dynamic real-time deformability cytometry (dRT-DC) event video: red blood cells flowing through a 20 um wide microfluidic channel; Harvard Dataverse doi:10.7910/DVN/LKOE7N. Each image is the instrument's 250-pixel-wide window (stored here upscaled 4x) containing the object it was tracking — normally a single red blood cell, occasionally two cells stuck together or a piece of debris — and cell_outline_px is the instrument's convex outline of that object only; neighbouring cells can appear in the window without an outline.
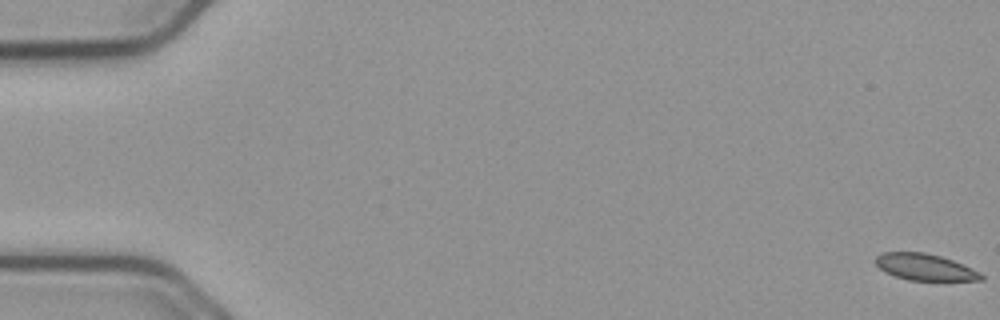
{"species": "common noctule bat (a hibernating species)", "species_latin": "Nyctalus noctula", "temperature_condition": "cold", "stored_images_in_passage": 56, "camera_frame_rate_fps": 3000, "um_per_image_px": 0.085, "animal": {"sex": "male", "body_mass_g": 23.1, "forearm_length_mm": 52.7}, "frame": {"image": 1, "passage_image": 1, "time_ms": 0.0, "image_size_px": [1000, 320], "cell_outline_px": [[984, 280], [908, 280], [884, 272], [876, 264], [876, 256], [880, 252], [924, 252], [940, 256], [964, 264], [980, 272], [984, 276]], "centroid_in_image_um": [78.62, 22.7], "position_along_channel_um": 6.4, "area_um2": 16.3}}
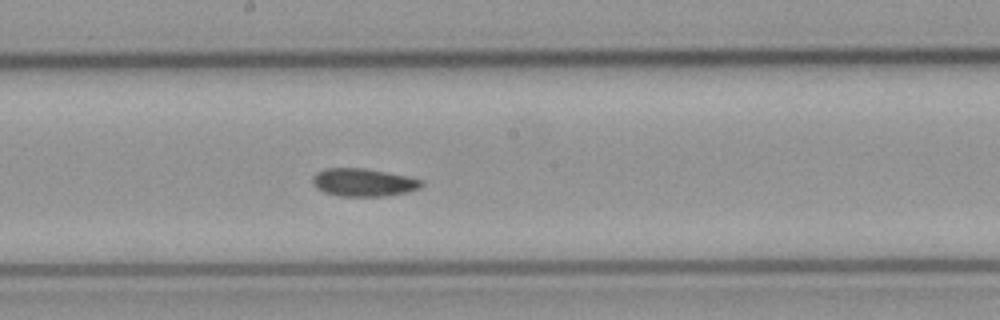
{"frame": {"image": 2, "passage_image": 31, "time_ms": 10.0, "image_size_px": [1000, 320], "cell_outline_px": [[424, 184], [420, 188], [408, 192], [388, 196], [340, 196], [324, 192], [316, 188], [312, 180], [312, 176], [316, 172], [324, 168], [364, 168], [388, 172], [408, 176], [424, 180]], "centroid_in_image_um": [30.92, 15.5], "position_along_channel_um": 217.3, "area_um2": 17.98}}
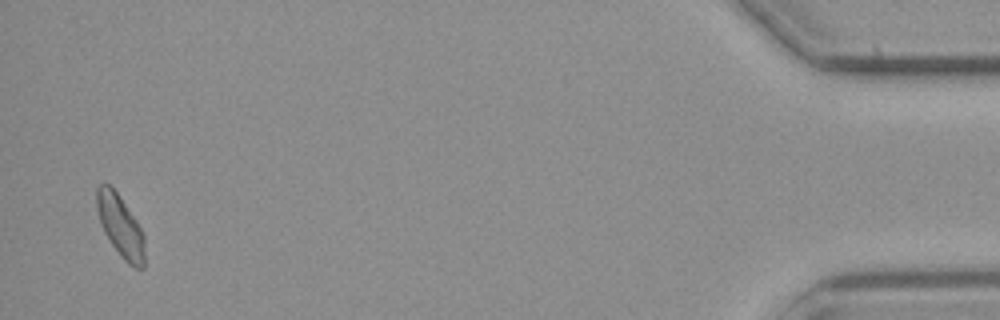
{"frame": {"image": 3, "passage_image": 55, "time_ms": 18.0, "image_size_px": [1000, 320], "cell_outline_px": [[144, 268], [132, 268], [120, 256], [104, 232], [100, 224], [96, 208], [96, 188], [100, 184], [108, 184], [120, 196], [136, 220], [144, 236]], "centroid_in_image_um": [10.22, 19.23], "position_along_channel_um": 425.0, "area_um2": 17.28}}